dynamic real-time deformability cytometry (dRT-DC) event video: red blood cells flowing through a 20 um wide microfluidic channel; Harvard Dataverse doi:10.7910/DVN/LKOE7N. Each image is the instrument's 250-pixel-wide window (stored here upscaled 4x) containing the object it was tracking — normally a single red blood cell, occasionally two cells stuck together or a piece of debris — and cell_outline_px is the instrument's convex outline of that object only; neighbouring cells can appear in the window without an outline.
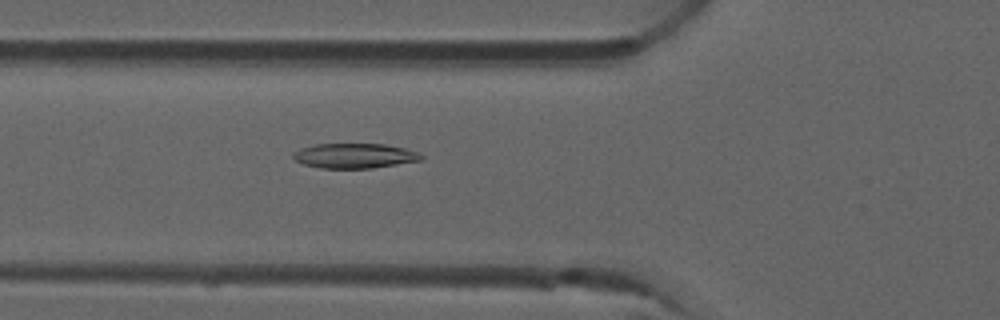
{"species": "common noctule bat (a hibernating species)", "species_latin": "Nyctalus noctula", "temperature_condition": "room temperature", "stored_images_in_passage": 41, "camera_frame_rate_fps": 3000, "um_per_image_px": 0.085, "animal": {"sex": "male", "forearm_length_mm": 52.5}, "frame": {"image": 1, "passage_image": 11, "time_ms": 3.333, "image_size_px": [1000, 320], "cell_outline_px": [[424, 156], [420, 160], [372, 168], [320, 168], [304, 164], [296, 160], [292, 156], [292, 152], [300, 148], [316, 144], [384, 144], [404, 148], [416, 152]], "centroid_in_image_um": [30.09, 13.24], "position_along_channel_um": 95.7, "area_um2": 18.38}}
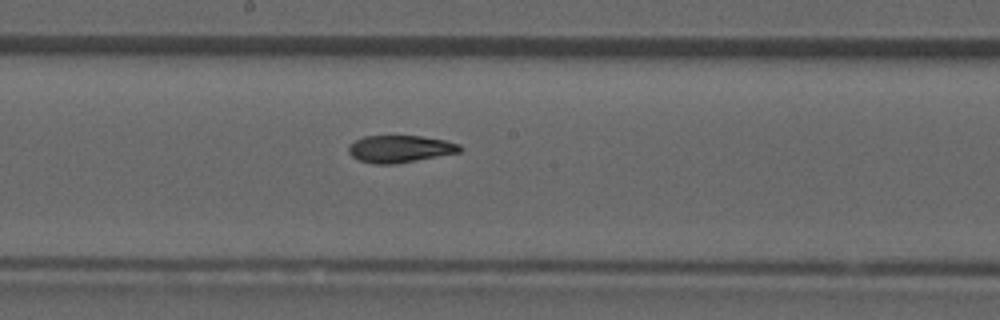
{"frame": {"image": 2, "passage_image": 20, "time_ms": 6.333, "image_size_px": [1000, 320], "cell_outline_px": [[464, 148], [460, 152], [396, 164], [372, 164], [360, 160], [352, 156], [348, 152], [348, 144], [364, 136], [420, 136], [444, 140], [460, 144]], "centroid_in_image_um": [34.0, 12.66], "position_along_channel_um": 214.2, "area_um2": 17.69}}
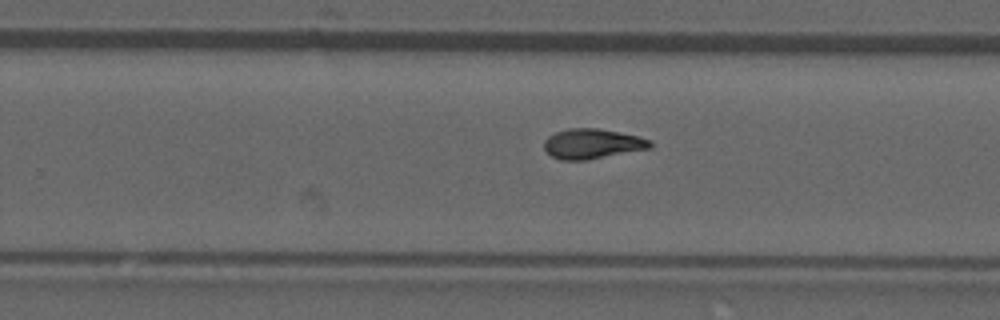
{"frame": {"image": 3, "passage_image": 25, "time_ms": 8.0, "image_size_px": [1000, 320], "cell_outline_px": [[652, 148], [584, 160], [560, 160], [552, 156], [544, 148], [544, 140], [548, 136], [556, 132], [568, 128], [596, 128], [620, 132], [640, 136], [652, 140]], "centroid_in_image_um": [50.36, 12.21], "position_along_channel_um": 279.4, "area_um2": 18.55}}